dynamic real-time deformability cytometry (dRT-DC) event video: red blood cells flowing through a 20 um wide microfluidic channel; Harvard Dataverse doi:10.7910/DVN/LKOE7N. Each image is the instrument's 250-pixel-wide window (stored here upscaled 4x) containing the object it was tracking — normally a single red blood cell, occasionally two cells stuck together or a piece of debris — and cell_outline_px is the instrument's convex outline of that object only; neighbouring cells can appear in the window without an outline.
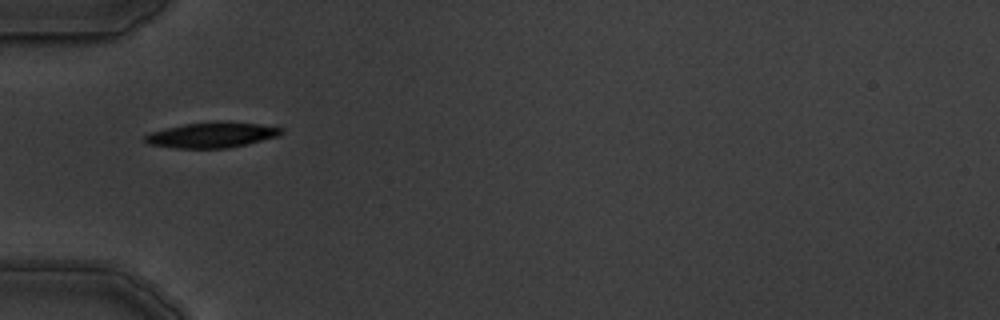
{"species": "common noctule bat (a hibernating species)", "species_latin": "Nyctalus noctula", "temperature_condition": "warm", "stored_images_in_passage": 7, "camera_frame_rate_fps": 3000, "um_per_image_px": 0.085, "animal": {"sex": "male", "body_mass_g": 19.5, "forearm_length_mm": 54.6}, "frame": {"image": 1, "passage_image": 5, "time_ms": 5.333, "image_size_px": [1000, 320], "cell_outline_px": [[284, 132], [280, 136], [248, 144], [228, 148], [176, 148], [148, 144], [144, 140], [144, 136], [152, 132], [164, 128], [184, 124], [220, 120], [228, 120], [260, 124], [284, 128]], "centroid_in_image_um": [18.07, 11.45], "position_along_channel_um": 66.9, "area_um2": 20.63}}
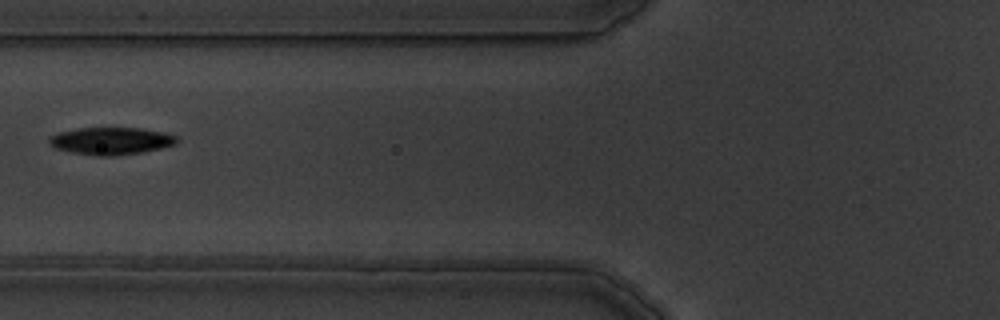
{"frame": {"image": 2, "passage_image": 6, "time_ms": 6.667, "image_size_px": [1000, 320], "cell_outline_px": [[180, 140], [176, 144], [144, 152], [116, 156], [96, 156], [72, 152], [52, 148], [48, 144], [48, 136], [60, 132], [80, 128], [140, 128], [164, 132], [176, 136]], "centroid_in_image_um": [9.42, 11.99], "position_along_channel_um": 116.4, "area_um2": 20.58}}
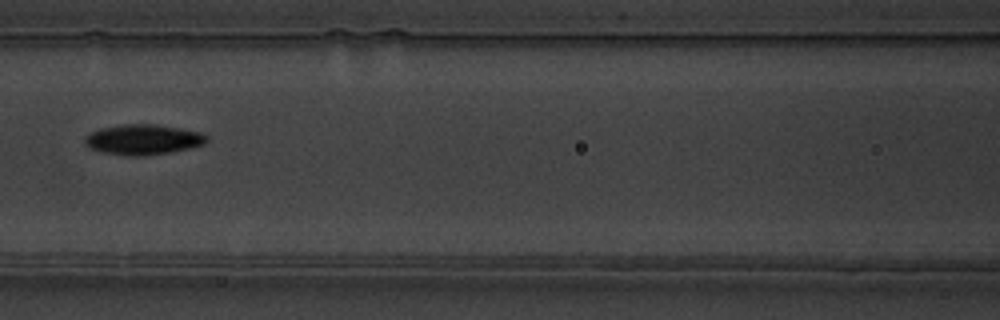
{"frame": {"image": 3, "passage_image": 7, "time_ms": 7.667, "image_size_px": [1000, 320], "cell_outline_px": [[208, 140], [204, 144], [188, 148], [168, 152], [140, 156], [128, 156], [104, 152], [88, 148], [84, 144], [84, 136], [88, 132], [100, 128], [124, 124], [156, 124], [180, 128], [200, 132], [208, 136]], "centroid_in_image_um": [12.11, 11.85], "position_along_channel_um": 154.5, "area_um2": 21.56}}